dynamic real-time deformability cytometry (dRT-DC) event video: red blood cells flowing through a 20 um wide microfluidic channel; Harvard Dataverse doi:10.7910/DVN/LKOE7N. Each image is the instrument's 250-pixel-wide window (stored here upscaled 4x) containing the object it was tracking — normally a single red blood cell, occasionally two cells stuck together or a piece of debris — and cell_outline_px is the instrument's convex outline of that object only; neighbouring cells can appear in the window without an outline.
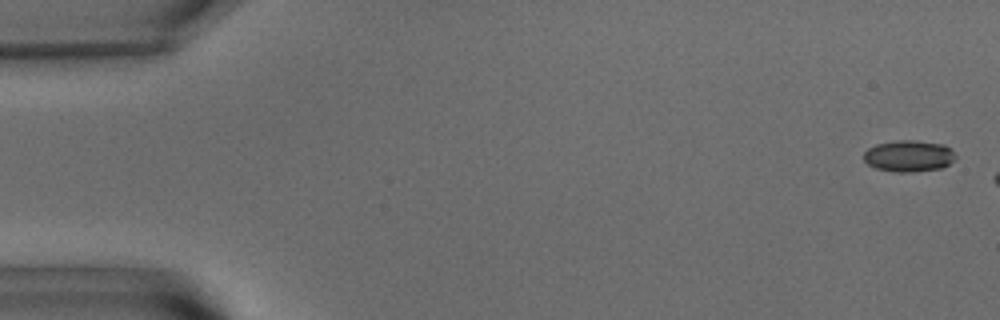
{"species": "common noctule bat (a hibernating species)", "species_latin": "Nyctalus noctula", "temperature_condition": "warm", "stored_images_in_passage": 49, "camera_frame_rate_fps": 3000, "um_per_image_px": 0.085, "animal": {"sex": "male", "body_mass_g": 15.6}, "frame": {"image": 1, "passage_image": 2, "time_ms": 0.333, "image_size_px": [1000, 320], "cell_outline_px": [[956, 156], [948, 164], [940, 168], [912, 172], [896, 172], [876, 168], [868, 164], [864, 160], [864, 152], [868, 148], [876, 144], [896, 140], [916, 140], [944, 144], [952, 148]], "centroid_in_image_um": [77.25, 13.24], "position_along_channel_um": 7.8, "area_um2": 16.88}}
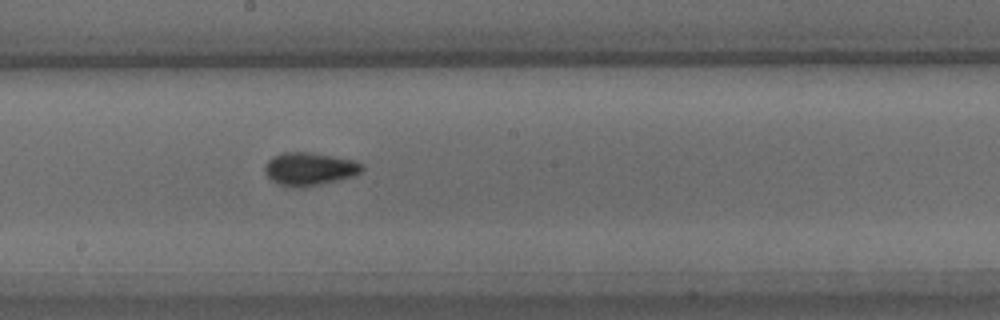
{"frame": {"image": 2, "passage_image": 31, "time_ms": 10.0, "image_size_px": [1000, 320], "cell_outline_px": [[364, 168], [360, 172], [352, 176], [340, 180], [304, 188], [288, 188], [272, 180], [264, 172], [264, 164], [272, 156], [284, 152], [312, 152], [352, 160], [364, 164]], "centroid_in_image_um": [26.28, 14.37], "position_along_channel_um": 221.9, "area_um2": 18.96}}
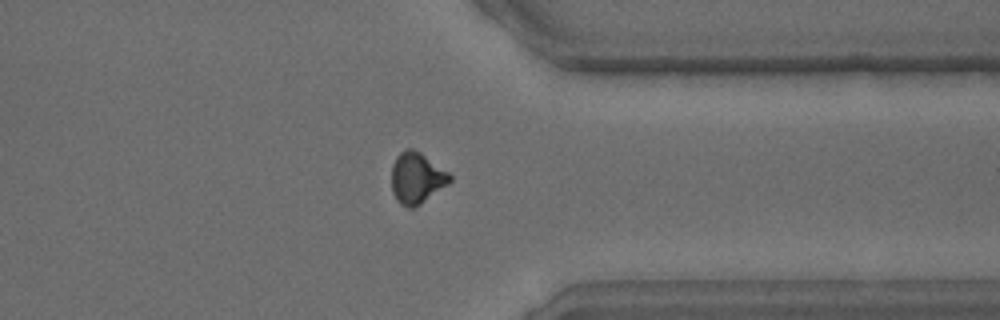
{"frame": {"image": 3, "passage_image": 44, "time_ms": 14.333, "image_size_px": [1000, 320], "cell_outline_px": [[452, 180], [448, 184], [420, 204], [412, 208], [408, 208], [400, 204], [396, 200], [392, 192], [392, 164], [396, 156], [404, 148], [412, 148], [420, 152], [448, 172], [452, 176]], "centroid_in_image_um": [35.4, 15.12], "position_along_channel_um": 376.0, "area_um2": 17.4}}